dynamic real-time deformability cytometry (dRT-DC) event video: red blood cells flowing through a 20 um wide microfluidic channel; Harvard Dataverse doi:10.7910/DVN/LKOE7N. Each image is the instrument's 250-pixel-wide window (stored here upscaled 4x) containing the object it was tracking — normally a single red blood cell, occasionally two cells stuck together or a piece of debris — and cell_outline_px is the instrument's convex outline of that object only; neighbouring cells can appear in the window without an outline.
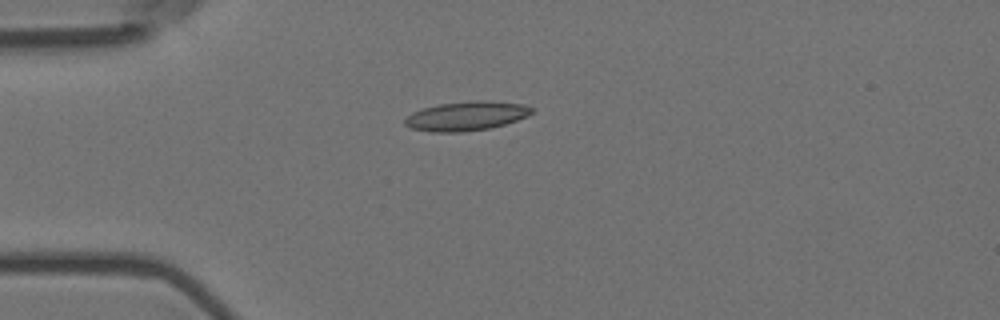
{"species": "Egyptian fruit bat (a non-hibernating species)", "species_latin": "Rousettus aegyptiacus", "temperature_condition": "room temperature", "stored_images_in_passage": 8, "camera_frame_rate_fps": 3000, "um_per_image_px": 0.085, "animal": {"sex": "female"}, "frame": {"image": 1, "passage_image": 1, "time_ms": 0.0, "image_size_px": [1000, 320], "cell_outline_px": [[532, 112], [528, 116], [504, 124], [488, 128], [464, 132], [432, 132], [412, 128], [404, 124], [404, 120], [412, 112], [424, 108], [440, 104], [476, 100], [484, 100], [524, 104], [532, 108]], "centroid_in_image_um": [39.64, 9.86], "position_along_channel_um": 45.4, "area_um2": 21.39}}
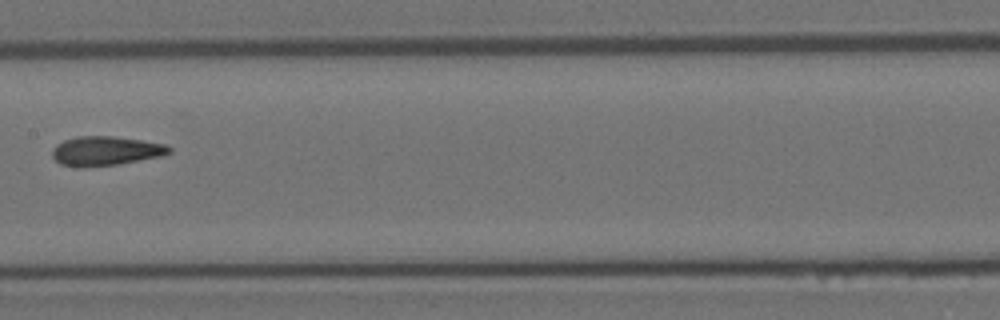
{"frame": {"image": 2, "passage_image": 5, "time_ms": 1.333, "image_size_px": [1000, 320], "cell_outline_px": [[172, 152], [160, 156], [116, 164], [80, 168], [60, 164], [52, 156], [52, 148], [56, 144], [64, 140], [76, 136], [112, 136], [168, 144], [172, 148]], "centroid_in_image_um": [8.96, 12.82], "position_along_channel_um": 198.4, "area_um2": 20.0}}
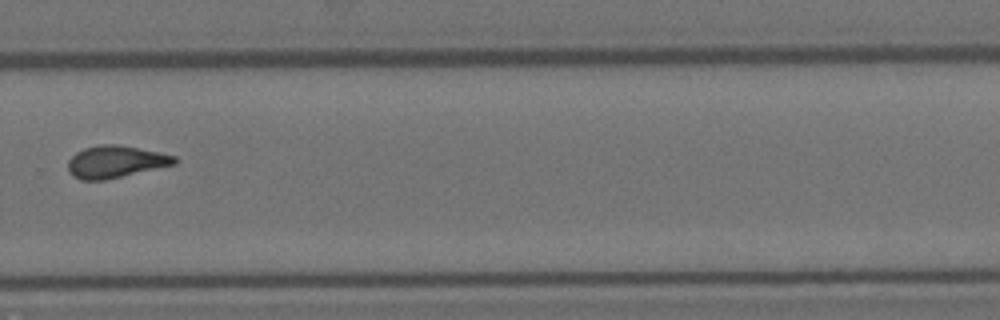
{"frame": {"image": 3, "passage_image": 8, "time_ms": 2.333, "image_size_px": [1000, 320], "cell_outline_px": [[180, 160], [176, 164], [104, 180], [80, 180], [72, 176], [68, 172], [68, 160], [76, 152], [84, 148], [100, 144], [116, 144], [160, 152], [176, 156]], "centroid_in_image_um": [9.82, 13.75], "position_along_channel_um": 320.0, "area_um2": 20.06}}